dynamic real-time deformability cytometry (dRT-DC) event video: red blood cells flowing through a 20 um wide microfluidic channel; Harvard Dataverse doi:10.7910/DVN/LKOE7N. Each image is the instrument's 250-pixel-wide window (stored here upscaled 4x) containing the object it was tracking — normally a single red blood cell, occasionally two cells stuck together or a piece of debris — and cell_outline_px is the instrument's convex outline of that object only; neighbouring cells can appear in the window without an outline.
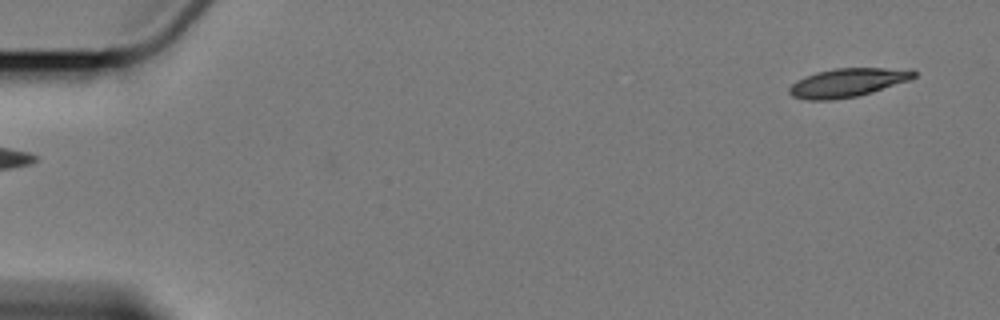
{"species": "Egyptian fruit bat (a non-hibernating species)", "species_latin": "Rousettus aegyptiacus", "temperature_condition": "cold", "stored_images_in_passage": 5, "segment_of_instrument_passage": [1, 2], "camera_frame_rate_fps": 3000, "um_per_image_px": 0.085, "animal": {"sex": "female"}, "frame": {"image": 1, "passage_image": 1, "time_ms": 0.0, "image_size_px": [1000, 320], "cell_outline_px": [[916, 76], [912, 80], [872, 92], [856, 96], [832, 100], [808, 100], [792, 96], [788, 92], [788, 88], [796, 80], [804, 76], [816, 72], [836, 68], [912, 68], [916, 72]], "centroid_in_image_um": [72.08, 7.01], "position_along_channel_um": 12.9, "area_um2": 21.1}}
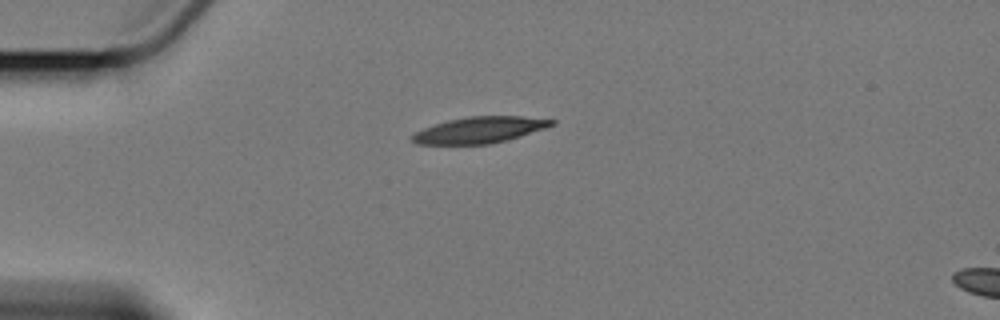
{"frame": {"image": 2, "passage_image": 4, "time_ms": 4.0, "image_size_px": [1000, 320], "cell_outline_px": [[556, 124], [508, 140], [488, 144], [416, 144], [412, 140], [412, 136], [416, 132], [424, 128], [448, 120], [468, 116], [524, 116], [556, 120]], "centroid_in_image_um": [40.8, 11.04], "position_along_channel_um": 44.2, "area_um2": 21.15}}